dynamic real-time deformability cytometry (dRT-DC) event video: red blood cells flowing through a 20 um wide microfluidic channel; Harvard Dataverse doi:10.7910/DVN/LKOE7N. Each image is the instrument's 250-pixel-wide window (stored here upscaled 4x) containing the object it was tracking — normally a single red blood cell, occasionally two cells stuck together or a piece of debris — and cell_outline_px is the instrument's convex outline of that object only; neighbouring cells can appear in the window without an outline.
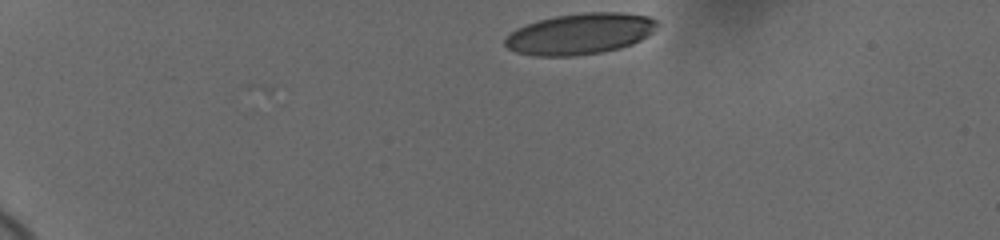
{"species": "human", "species_latin": "Homo sapiens", "temperature_condition": "cold", "stored_images_in_passage": 39, "camera_frame_rate_fps": 3000, "um_per_image_px": 0.085, "donor": {"sex": "female"}, "frame": {"image": 1, "passage_image": 1, "time_ms": 0.0, "image_size_px": [1000, 240], "cell_outline_px": [[656, 24], [652, 32], [648, 36], [632, 44], [620, 48], [600, 52], [576, 56], [532, 56], [516, 52], [508, 48], [504, 44], [504, 40], [516, 28], [540, 20], [556, 16], [584, 12], [620, 12], [648, 16], [656, 20]], "centroid_in_image_um": [49.29, 2.88], "position_along_channel_um": 35.7, "area_um2": 36.24}}
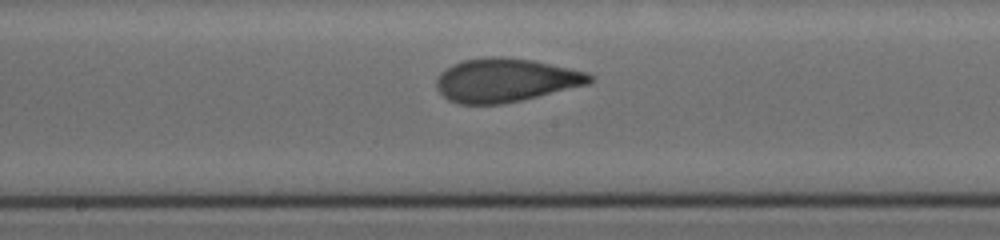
{"frame": {"image": 2, "passage_image": 22, "time_ms": 7.0, "image_size_px": [1000, 240], "cell_outline_px": [[592, 80], [588, 84], [520, 100], [500, 104], [456, 104], [448, 100], [436, 88], [436, 80], [440, 72], [452, 64], [464, 60], [492, 56], [504, 56], [532, 60], [588, 72], [592, 76]], "centroid_in_image_um": [42.93, 6.81], "position_along_channel_um": 205.3, "area_um2": 38.78}}
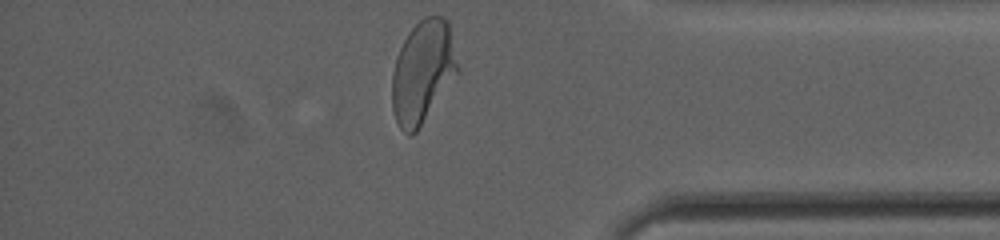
{"frame": {"image": 3, "passage_image": 39, "time_ms": 12.667, "image_size_px": [1000, 240], "cell_outline_px": [[460, 72], [416, 132], [412, 136], [408, 136], [400, 128], [396, 120], [392, 108], [392, 72], [396, 56], [408, 32], [424, 16], [444, 16], [448, 20], [460, 68]], "centroid_in_image_um": [35.95, 6.1], "position_along_channel_um": 399.2, "area_um2": 39.65}, "authors_computed_cell_mechanics": {"area_um2": 38.2058, "velocity_mm_per_s": 3.6649, "shape_relaxation_time_tau1_ms": 5.4467, "shape_relaxation_time_tau2_ms": 0.8197, "deformation_change_tau1": 0.1945, "deformation_change_tau2": 0.0708}}